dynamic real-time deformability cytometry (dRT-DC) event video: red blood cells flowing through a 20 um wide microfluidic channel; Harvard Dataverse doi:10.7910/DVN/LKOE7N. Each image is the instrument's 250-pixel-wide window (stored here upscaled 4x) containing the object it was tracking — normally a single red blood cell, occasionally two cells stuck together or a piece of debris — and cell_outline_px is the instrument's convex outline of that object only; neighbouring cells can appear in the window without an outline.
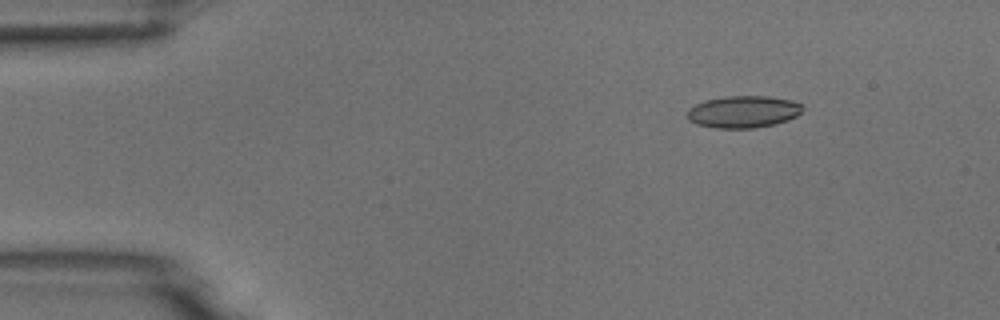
{"species": "common noctule bat (a hibernating species)", "species_latin": "Nyctalus noctula", "temperature_condition": "room temperature", "stored_images_in_passage": 5, "camera_frame_rate_fps": 3000, "um_per_image_px": 0.085, "animal": {"sex": "male", "body_mass_g": 18.8}, "frame": {"image": 1, "passage_image": 2, "time_ms": 1.333, "image_size_px": [1000, 320], "cell_outline_px": [[804, 108], [796, 116], [788, 120], [776, 124], [752, 128], [716, 128], [696, 124], [688, 120], [688, 108], [696, 104], [708, 100], [724, 96], [768, 96], [792, 100], [804, 104]], "centroid_in_image_um": [63.21, 9.5], "position_along_channel_um": 21.8, "area_um2": 21.62}}
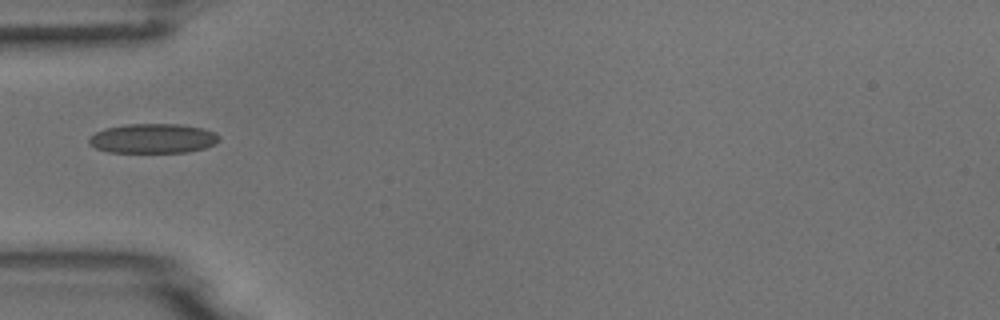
{"frame": {"image": 2, "passage_image": 5, "time_ms": 4.667, "image_size_px": [1000, 320], "cell_outline_px": [[220, 140], [216, 144], [204, 148], [188, 152], [108, 152], [96, 148], [88, 144], [88, 136], [104, 128], [124, 124], [180, 124], [204, 128], [216, 132], [220, 136]], "centroid_in_image_um": [13.01, 11.76], "position_along_channel_um": 72.0, "area_um2": 22.77}}